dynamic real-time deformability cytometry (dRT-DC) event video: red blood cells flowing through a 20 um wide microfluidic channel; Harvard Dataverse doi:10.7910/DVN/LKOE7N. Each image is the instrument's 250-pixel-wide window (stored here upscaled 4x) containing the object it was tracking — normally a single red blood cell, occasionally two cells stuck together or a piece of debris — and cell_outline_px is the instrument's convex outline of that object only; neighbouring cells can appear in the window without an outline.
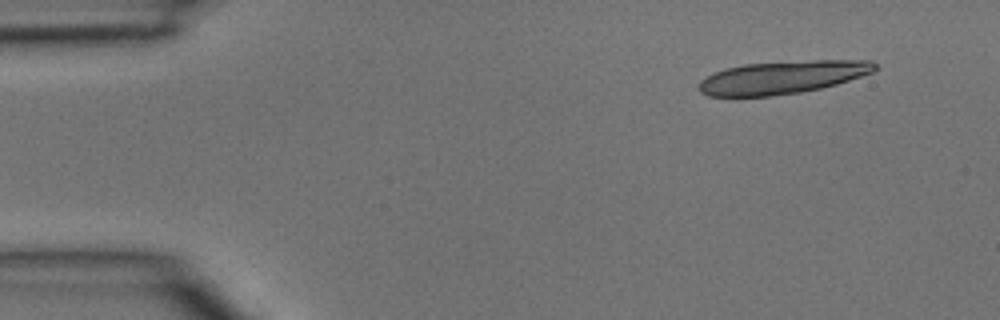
{"species": "common noctule bat (a hibernating species)", "species_latin": "Nyctalus noctula", "temperature_condition": "room temperature", "stored_images_in_passage": 4, "camera_frame_rate_fps": 3000, "um_per_image_px": 0.085, "animal": {"sex": "male", "body_mass_g": 15.6}, "frame": {"image": 1, "passage_image": 1, "time_ms": 0.0, "image_size_px": [1000, 320], "cell_outline_px": [[880, 68], [872, 72], [836, 84], [820, 88], [800, 92], [768, 96], [708, 96], [700, 92], [700, 80], [716, 72], [728, 68], [744, 64], [812, 60], [872, 60]], "centroid_in_image_um": [66.54, 6.56], "position_along_channel_um": 18.5, "area_um2": 33.41}}
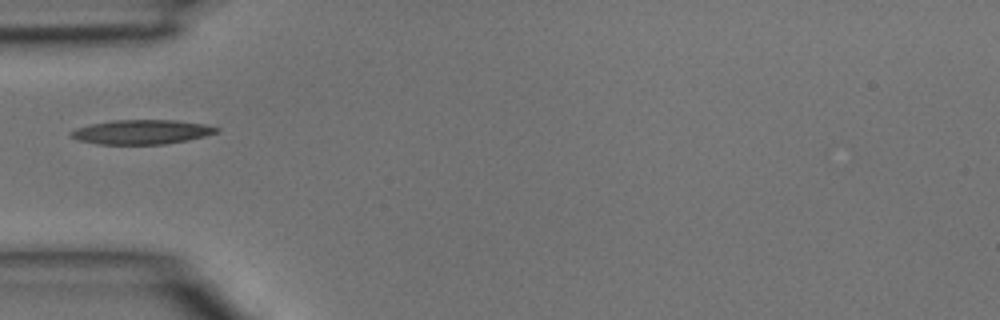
{"frame": {"image": 2, "passage_image": 4, "time_ms": 1.0, "image_size_px": [1000, 320], "cell_outline_px": [[220, 132], [188, 140], [164, 144], [100, 144], [80, 140], [68, 136], [68, 132], [76, 128], [92, 124], [112, 120], [176, 120], [204, 124], [220, 128]], "centroid_in_image_um": [12.05, 11.21], "position_along_channel_um": 72.9, "area_um2": 20.69}}